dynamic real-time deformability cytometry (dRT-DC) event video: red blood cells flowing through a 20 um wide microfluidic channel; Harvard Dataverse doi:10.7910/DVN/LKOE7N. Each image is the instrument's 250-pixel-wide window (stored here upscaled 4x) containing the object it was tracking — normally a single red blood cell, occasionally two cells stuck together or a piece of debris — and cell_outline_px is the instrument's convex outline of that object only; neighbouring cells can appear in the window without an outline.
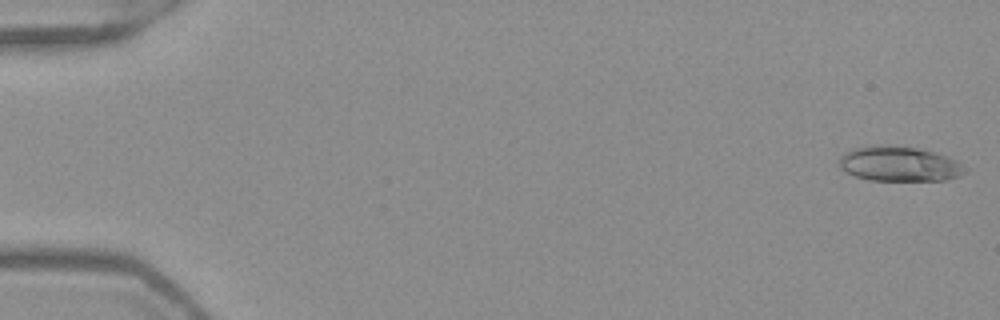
{"species": "Egyptian fruit bat (a non-hibernating species)", "species_latin": "Rousettus aegyptiacus", "temperature_condition": "warm", "stored_images_in_passage": 52, "camera_frame_rate_fps": 3000, "um_per_image_px": 0.085, "frame": {"image": 1, "passage_image": 1, "time_ms": 0.0, "image_size_px": [1000, 320], "cell_outline_px": [[968, 172], [960, 176], [944, 180], [868, 180], [844, 172], [840, 168], [840, 156], [844, 152], [852, 148], [868, 144], [884, 144], [916, 148], [936, 152], [956, 160], [964, 164], [968, 168]], "centroid_in_image_um": [76.44, 13.91], "position_along_channel_um": 8.6, "area_um2": 26.13}}
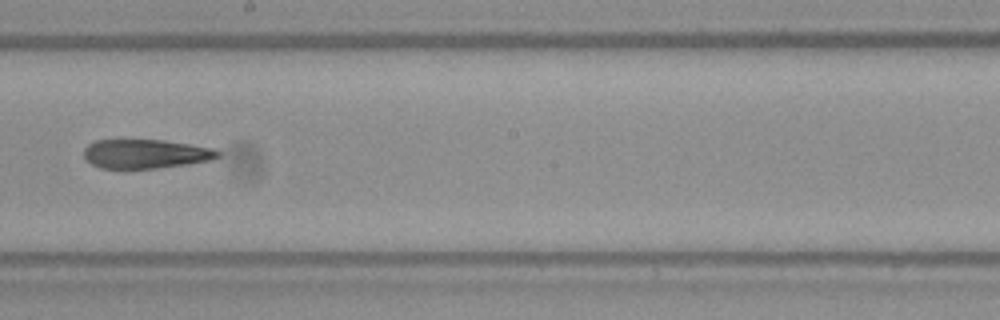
{"frame": {"image": 2, "passage_image": 30, "time_ms": 9.667, "image_size_px": [1000, 320], "cell_outline_px": [[220, 156], [212, 160], [188, 164], [156, 168], [100, 168], [84, 160], [84, 148], [88, 144], [96, 140], [164, 140], [216, 148], [220, 152]], "centroid_in_image_um": [12.39, 13.07], "position_along_channel_um": 235.8, "area_um2": 22.89}}
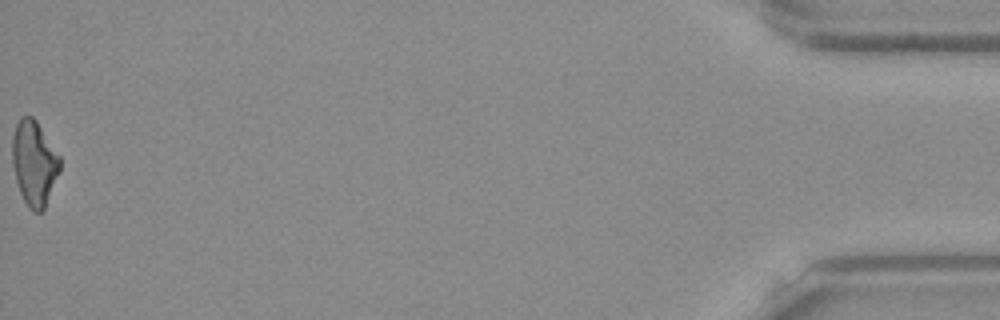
{"frame": {"image": 3, "passage_image": 52, "time_ms": 17.0, "image_size_px": [1000, 320], "cell_outline_px": [[60, 172], [44, 208], [40, 212], [32, 212], [28, 208], [20, 192], [16, 180], [12, 164], [12, 136], [16, 124], [20, 116], [32, 116], [36, 120], [60, 156]], "centroid_in_image_um": [2.9, 13.85], "position_along_channel_um": 432.3, "area_um2": 23.64}, "authors_computed_cell_mechanics": {"area_um2": 24.3627, "velocity_mm_per_s": 3.9812, "shape_relaxation_time_tau1_ms": null, "shape_relaxation_time_tau2_ms": 6.979, "deformation_change_tau1": null, "deformation_change_tau2": 0.2277}}